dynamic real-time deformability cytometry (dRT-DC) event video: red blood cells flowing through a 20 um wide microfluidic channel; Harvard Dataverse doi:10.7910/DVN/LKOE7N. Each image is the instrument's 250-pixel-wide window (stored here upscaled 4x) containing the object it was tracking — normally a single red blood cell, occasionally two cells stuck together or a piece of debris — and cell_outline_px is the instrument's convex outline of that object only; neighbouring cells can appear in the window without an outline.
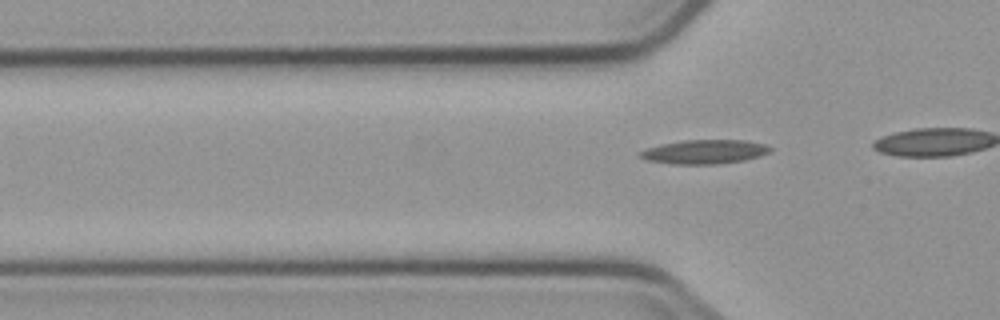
{"species": "common noctule bat (a hibernating species)", "species_latin": "Nyctalus noctula", "temperature_condition": "cold", "stored_images_in_passage": 4, "camera_frame_rate_fps": 3000, "um_per_image_px": 0.085, "animal": {"sex": "male", "body_mass_g": 23.1, "forearm_length_mm": 52.7}, "frame": {"image": 1, "passage_image": 4, "time_ms": 3.667, "image_size_px": [1000, 320], "cell_outline_px": [[772, 148], [768, 152], [760, 156], [744, 160], [716, 164], [672, 164], [648, 160], [636, 156], [640, 152], [648, 148], [664, 144], [684, 140], [744, 140], [764, 144]], "centroid_in_image_um": [59.88, 12.9], "position_along_channel_um": 65.9, "area_um2": 18.03}}